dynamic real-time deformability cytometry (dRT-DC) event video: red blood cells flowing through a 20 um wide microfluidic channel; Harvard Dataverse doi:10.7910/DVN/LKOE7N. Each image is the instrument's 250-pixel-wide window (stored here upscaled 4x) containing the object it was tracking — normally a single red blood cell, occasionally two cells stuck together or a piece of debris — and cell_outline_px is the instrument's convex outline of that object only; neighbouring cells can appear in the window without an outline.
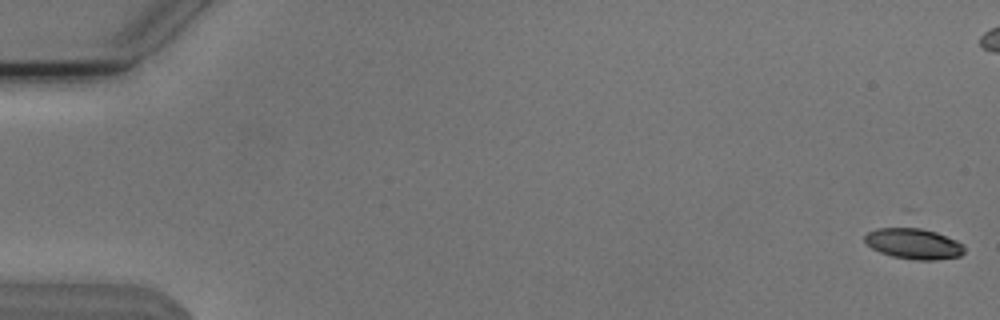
{"species": "Egyptian fruit bat (a non-hibernating species)", "species_latin": "Rousettus aegyptiacus", "temperature_condition": "cold", "stored_images_in_passage": 55, "camera_frame_rate_fps": 3000, "um_per_image_px": 0.085, "animal": {"sex": "male"}, "frame": {"image": 1, "passage_image": 1, "time_ms": 0.0, "image_size_px": [1000, 320], "cell_outline_px": [[964, 252], [960, 256], [936, 260], [916, 260], [892, 256], [880, 252], [872, 248], [864, 240], [864, 236], [868, 232], [876, 228], [900, 224], [912, 224], [936, 232], [956, 240], [964, 244]], "centroid_in_image_um": [77.63, 20.65], "position_along_channel_um": 7.4, "area_um2": 18.67}}
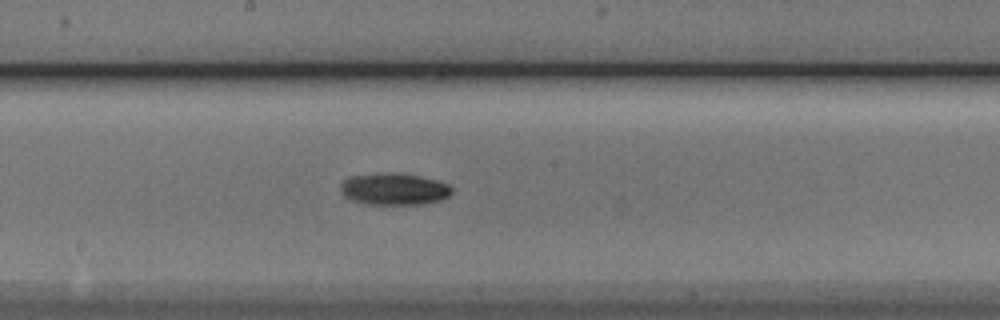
{"frame": {"image": 2, "passage_image": 30, "time_ms": 9.667, "image_size_px": [1000, 320], "cell_outline_px": [[452, 192], [444, 200], [424, 204], [364, 204], [352, 200], [344, 196], [340, 192], [340, 184], [348, 176], [384, 172], [396, 172], [420, 176], [440, 180], [448, 184], [452, 188]], "centroid_in_image_um": [33.5, 16.06], "position_along_channel_um": 214.7, "area_um2": 21.15}}
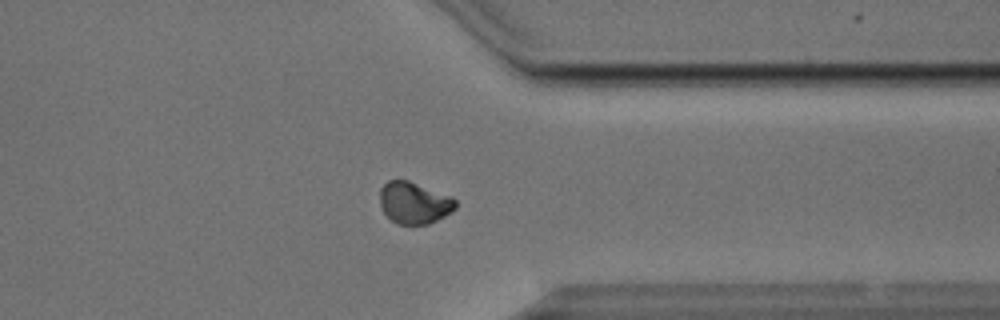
{"frame": {"image": 3, "passage_image": 43, "time_ms": 14.0, "image_size_px": [1000, 320], "cell_outline_px": [[456, 208], [452, 212], [428, 224], [396, 224], [384, 212], [380, 204], [380, 188], [388, 180], [408, 180], [452, 196], [456, 200]], "centroid_in_image_um": [35.21, 17.23], "position_along_channel_um": 376.2, "area_um2": 18.44}}